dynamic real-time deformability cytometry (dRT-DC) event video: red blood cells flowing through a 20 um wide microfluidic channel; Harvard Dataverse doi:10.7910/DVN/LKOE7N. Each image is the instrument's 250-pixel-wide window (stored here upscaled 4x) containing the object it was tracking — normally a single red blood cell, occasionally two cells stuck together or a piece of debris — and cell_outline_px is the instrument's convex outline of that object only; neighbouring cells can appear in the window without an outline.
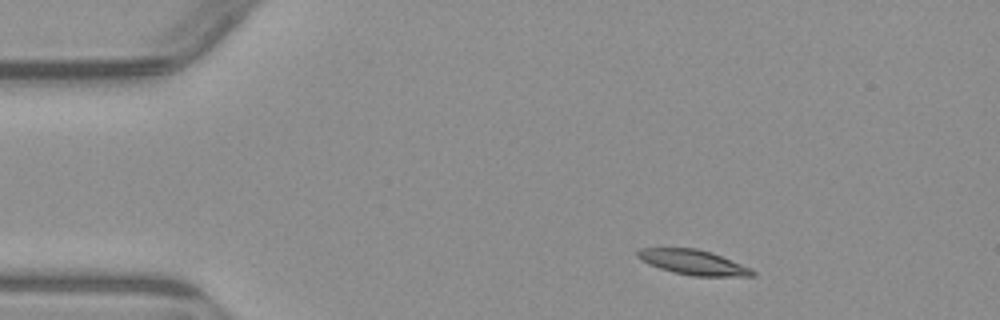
{"species": "common noctule bat (a hibernating species)", "species_latin": "Nyctalus noctula", "temperature_condition": "warm", "stored_images_in_passage": 3, "camera_frame_rate_fps": 3000, "um_per_image_px": 0.085, "animal": {"sex": "male", "body_mass_g": 23.1, "forearm_length_mm": 52.7}, "frame": {"image": 1, "passage_image": 1, "time_ms": 0.0, "image_size_px": [1000, 320], "cell_outline_px": [[756, 276], [692, 276], [672, 272], [648, 264], [640, 260], [636, 256], [636, 252], [640, 248], [696, 248], [712, 252], [752, 268], [756, 272]], "centroid_in_image_um": [58.93, 22.29], "position_along_channel_um": 26.1, "area_um2": 16.88}}